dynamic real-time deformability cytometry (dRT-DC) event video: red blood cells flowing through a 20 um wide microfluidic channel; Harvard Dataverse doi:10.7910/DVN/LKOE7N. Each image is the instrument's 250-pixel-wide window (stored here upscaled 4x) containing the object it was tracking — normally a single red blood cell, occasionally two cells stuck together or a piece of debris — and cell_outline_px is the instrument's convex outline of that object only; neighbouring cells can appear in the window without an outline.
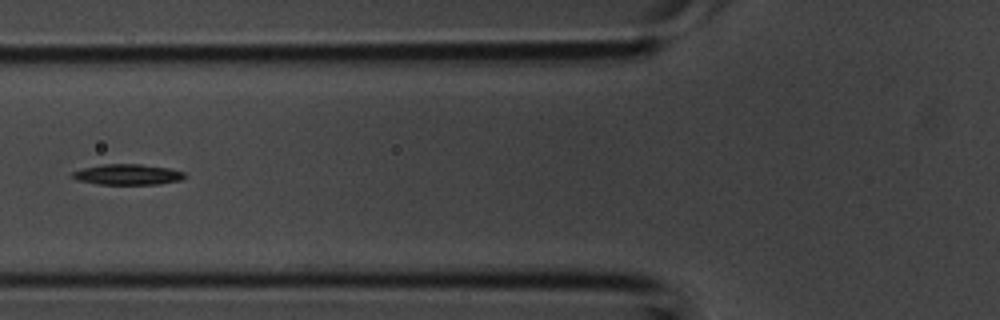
{"species": "common noctule bat (a hibernating species)", "species_latin": "Nyctalus noctula", "temperature_condition": "room temperature", "stored_images_in_passage": 30, "camera_frame_rate_fps": 3000, "um_per_image_px": 0.085, "animal": {"sex": "male", "body_mass_g": 20.1, "forearm_length_mm": 53.5}, "frame": {"image": 1, "passage_image": 5, "time_ms": 1.333, "image_size_px": [1000, 320], "cell_outline_px": [[188, 176], [180, 180], [156, 184], [96, 184], [76, 180], [72, 176], [72, 172], [84, 168], [104, 164], [140, 164], [168, 168], [184, 172]], "centroid_in_image_um": [10.85, 14.83], "position_along_channel_um": 115.0, "area_um2": 13.41}}
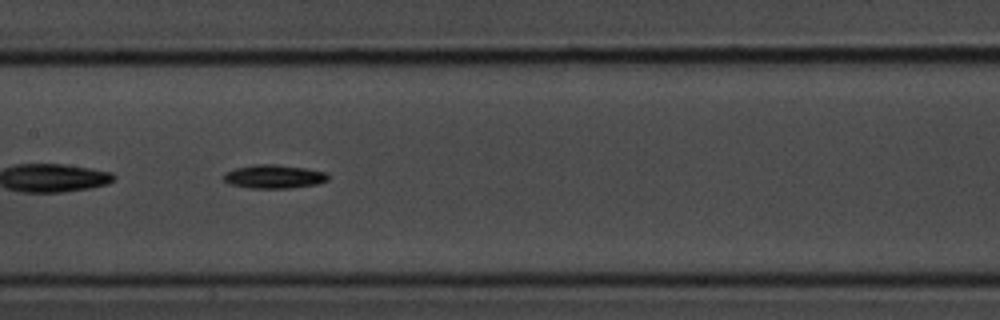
{"frame": {"image": 2, "passage_image": 9, "time_ms": 2.667, "image_size_px": [1000, 320], "cell_outline_px": [[328, 180], [316, 184], [292, 188], [248, 188], [228, 184], [224, 180], [224, 172], [236, 168], [256, 164], [276, 164], [304, 168], [324, 172], [328, 176]], "centroid_in_image_um": [23.24, 15.01], "position_along_channel_um": 184.2, "area_um2": 14.33}}